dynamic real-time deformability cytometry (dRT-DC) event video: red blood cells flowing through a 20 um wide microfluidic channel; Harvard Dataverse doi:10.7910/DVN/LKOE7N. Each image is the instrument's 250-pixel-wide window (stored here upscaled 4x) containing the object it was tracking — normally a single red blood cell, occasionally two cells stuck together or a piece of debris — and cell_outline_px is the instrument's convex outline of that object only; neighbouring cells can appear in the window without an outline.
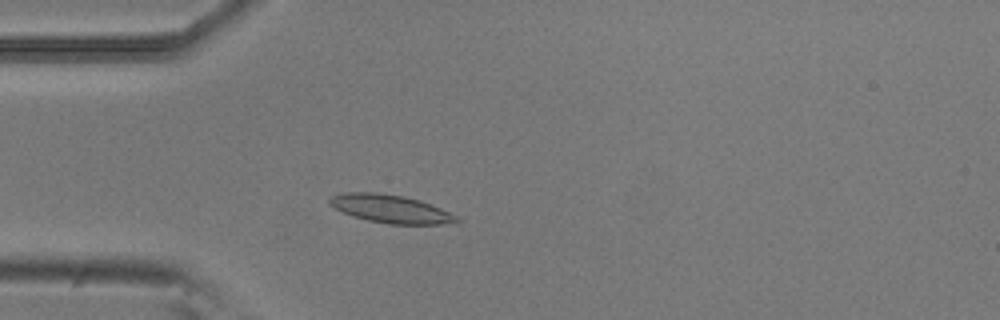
{"species": "common noctule bat (a hibernating species)", "species_latin": "Nyctalus noctula", "temperature_condition": "room temperature", "stored_images_in_passage": 50, "camera_frame_rate_fps": 3000, "um_per_image_px": 0.085, "animal": {"sex": "male", "body_mass_g": 20.5, "forearm_length_mm": 52.5}, "frame": {"image": 1, "passage_image": 11, "time_ms": 3.333, "image_size_px": [1000, 320], "cell_outline_px": [[460, 220], [440, 224], [388, 224], [368, 220], [352, 216], [328, 204], [328, 200], [332, 196], [348, 192], [376, 192], [404, 196], [440, 208], [456, 216]], "centroid_in_image_um": [33.14, 17.75], "position_along_channel_um": 51.9, "area_um2": 20.35}}
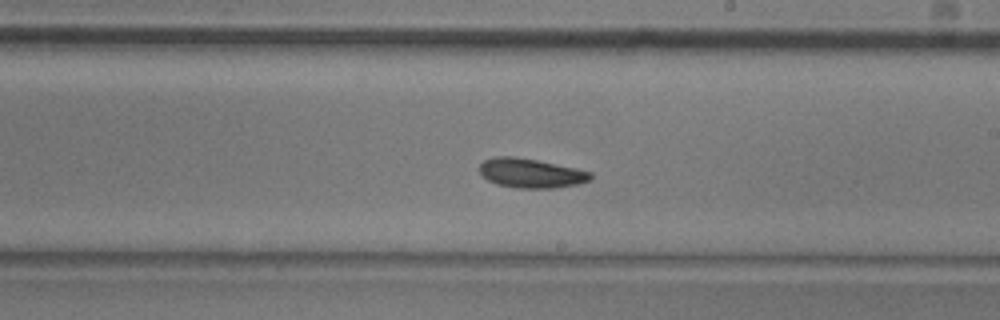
{"frame": {"image": 2, "passage_image": 27, "time_ms": 8.667, "image_size_px": [1000, 320], "cell_outline_px": [[592, 180], [580, 184], [556, 188], [516, 188], [496, 184], [488, 180], [480, 172], [480, 164], [484, 160], [492, 156], [512, 156], [536, 160], [576, 168], [592, 172]], "centroid_in_image_um": [45.15, 14.72], "position_along_channel_um": 243.8, "area_um2": 19.13}}
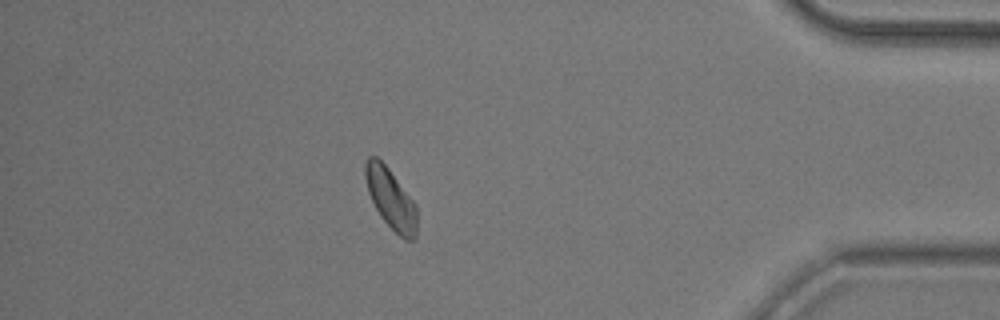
{"frame": {"image": 3, "passage_image": 43, "time_ms": 14.0, "image_size_px": [1000, 320], "cell_outline_px": [[416, 240], [404, 240], [380, 216], [368, 192], [364, 176], [364, 164], [368, 156], [376, 156], [388, 168], [416, 204]], "centroid_in_image_um": [33.2, 16.88], "position_along_channel_um": 402.0, "area_um2": 18.03}, "authors_computed_cell_mechanics": {"area_um2": 18.6405, "velocity_mm_per_s": 3.7566, "shape_relaxation_time_tau1_ms": 7.8214, "shape_relaxation_time_tau2_ms": null, "deformation_change_tau1": 0.1366, "deformation_change_tau2": null}}